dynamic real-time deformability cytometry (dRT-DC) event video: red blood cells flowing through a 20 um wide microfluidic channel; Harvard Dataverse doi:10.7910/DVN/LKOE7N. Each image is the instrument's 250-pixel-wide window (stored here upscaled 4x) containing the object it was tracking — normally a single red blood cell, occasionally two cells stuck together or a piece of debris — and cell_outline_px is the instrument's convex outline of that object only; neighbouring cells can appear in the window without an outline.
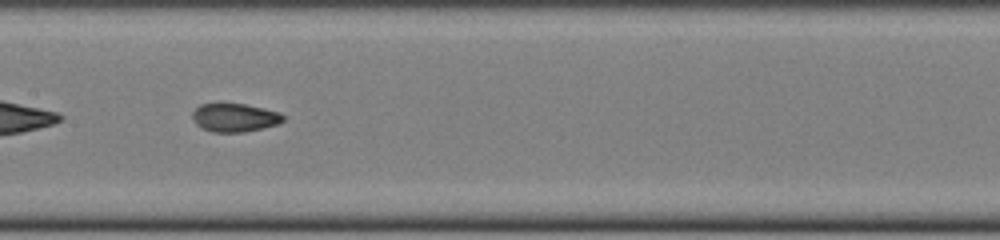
{"species": "common noctule bat (a hibernating species)", "species_latin": "Nyctalus noctula", "temperature_condition": "cold", "stored_images_in_passage": 37, "camera_frame_rate_fps": 3000, "um_per_image_px": 0.085, "animal": {"sex": "female", "body_mass_g": 22.0, "forearm_length_mm": 56.7}, "frame": {"image": 1, "passage_image": 11, "time_ms": 3.333, "image_size_px": [1000, 240], "cell_outline_px": [[284, 120], [280, 124], [244, 132], [212, 132], [196, 124], [192, 116], [192, 112], [200, 104], [244, 104], [264, 108], [280, 112], [284, 116]], "centroid_in_image_um": [19.98, 10.0], "position_along_channel_um": 187.4, "area_um2": 14.97}, "authors_computed_cell_mechanics": {"area_um2": 15.4904, "velocity_mm_per_s": 3.9337, "shape_relaxation_time_tau1_ms": 6.5884, "shape_relaxation_time_tau2_ms": 1.0533, "deformation_change_tau1": 0.2024, "deformation_change_tau2": 0.0486}}